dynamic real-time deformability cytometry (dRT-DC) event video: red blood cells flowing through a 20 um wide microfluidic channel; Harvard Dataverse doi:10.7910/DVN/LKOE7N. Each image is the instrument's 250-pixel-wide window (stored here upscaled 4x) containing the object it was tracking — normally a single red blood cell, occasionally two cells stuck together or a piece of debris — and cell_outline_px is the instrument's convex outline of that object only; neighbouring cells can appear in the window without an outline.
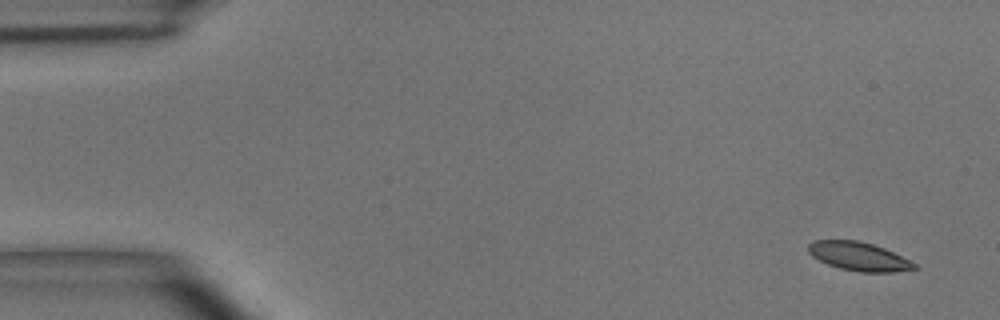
{"species": "common noctule bat (a hibernating species)", "species_latin": "Nyctalus noctula", "temperature_condition": "room temperature", "stored_images_in_passage": 4, "camera_frame_rate_fps": 3000, "um_per_image_px": 0.085, "animal": {"sex": "male", "body_mass_g": 15.6}, "frame": {"image": 1, "passage_image": 1, "time_ms": 0.0, "image_size_px": [1000, 320], "cell_outline_px": [[920, 268], [892, 272], [860, 272], [840, 268], [828, 264], [812, 256], [808, 252], [808, 244], [812, 240], [860, 240], [884, 248], [916, 264]], "centroid_in_image_um": [72.97, 21.79], "position_along_channel_um": 12.0, "area_um2": 17.57}}
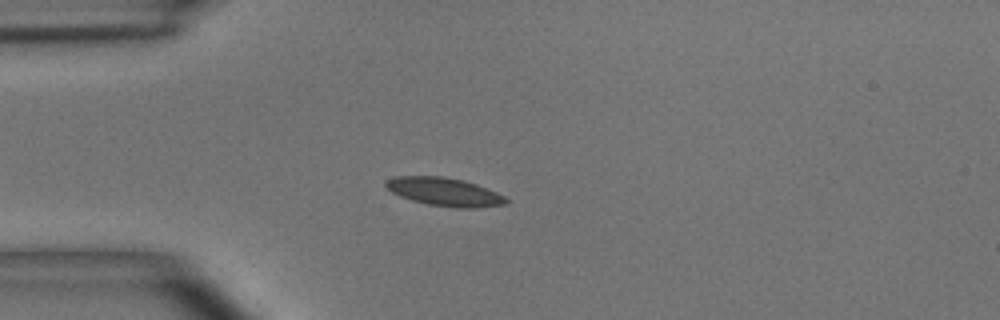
{"frame": {"image": 2, "passage_image": 4, "time_ms": 3.667, "image_size_px": [1000, 320], "cell_outline_px": [[508, 204], [476, 208], [456, 208], [428, 204], [412, 200], [400, 196], [392, 192], [384, 184], [384, 180], [396, 176], [444, 176], [464, 180], [476, 184], [496, 192], [504, 196], [508, 200]], "centroid_in_image_um": [37.78, 16.3], "position_along_channel_um": 47.2, "area_um2": 19.88}}